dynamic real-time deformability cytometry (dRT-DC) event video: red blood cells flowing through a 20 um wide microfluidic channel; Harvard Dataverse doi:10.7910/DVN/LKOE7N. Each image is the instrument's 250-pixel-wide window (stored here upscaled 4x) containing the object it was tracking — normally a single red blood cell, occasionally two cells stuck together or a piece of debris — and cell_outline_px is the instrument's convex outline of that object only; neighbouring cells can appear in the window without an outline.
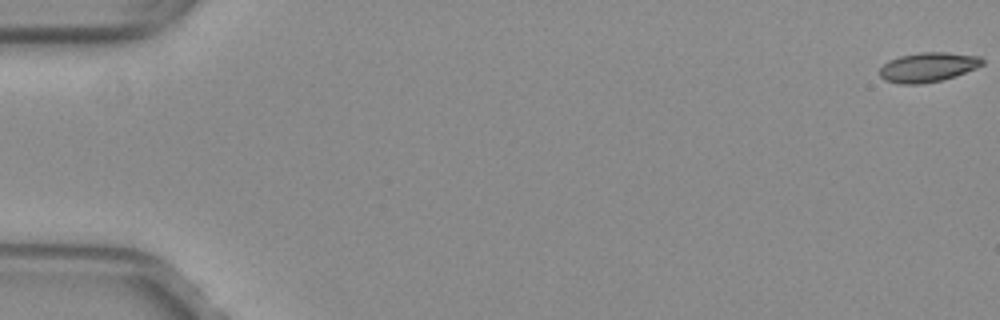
{"species": "common noctule bat (a hibernating species)", "species_latin": "Nyctalus noctula", "temperature_condition": "warm", "stored_images_in_passage": 53, "camera_frame_rate_fps": 3000, "um_per_image_px": 0.085, "animal": {"sex": "female", "body_mass_g": 29.2, "forearm_length_mm": 56.3}, "frame": {"image": 1, "passage_image": 1, "time_ms": 0.0, "image_size_px": [1000, 320], "cell_outline_px": [[984, 64], [976, 68], [956, 76], [940, 80], [920, 84], [900, 84], [884, 80], [880, 76], [880, 68], [888, 60], [900, 56], [920, 52], [944, 52], [980, 56], [984, 60]], "centroid_in_image_um": [78.88, 5.71], "position_along_channel_um": 6.1, "area_um2": 17.69}}
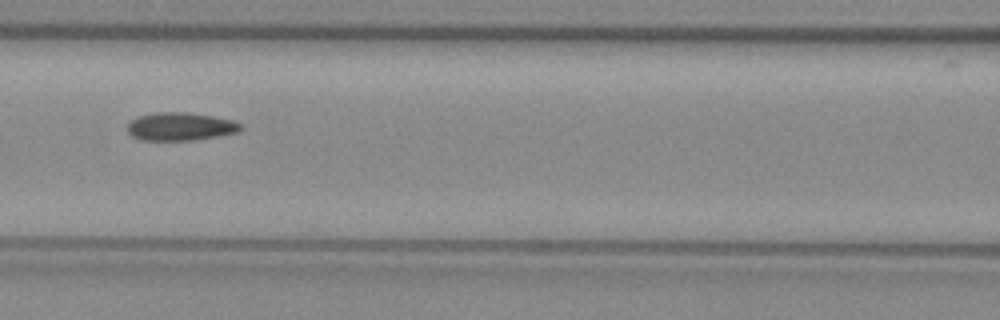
{"frame": {"image": 2, "passage_image": 25, "time_ms": 8.0, "image_size_px": [1000, 320], "cell_outline_px": [[244, 128], [236, 132], [220, 136], [192, 140], [140, 140], [132, 136], [128, 132], [128, 124], [132, 120], [140, 116], [156, 112], [188, 112], [212, 116], [232, 120], [244, 124]], "centroid_in_image_um": [15.37, 10.75], "position_along_channel_um": 151.2, "area_um2": 18.55}}
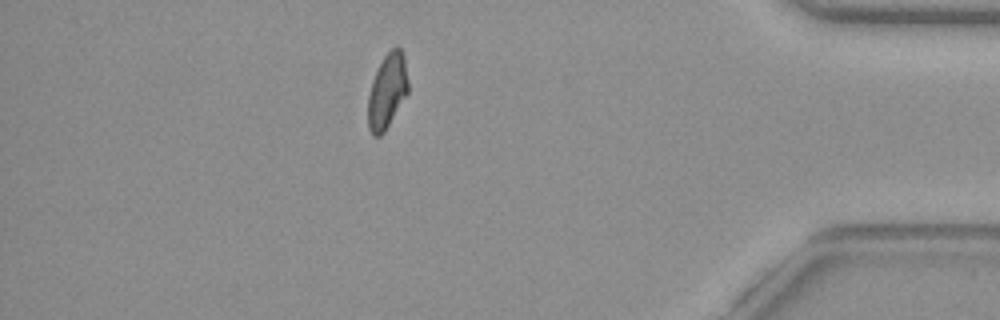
{"frame": {"image": 3, "passage_image": 47, "time_ms": 15.333, "image_size_px": [1000, 320], "cell_outline_px": [[408, 92], [384, 132], [380, 136], [372, 136], [368, 128], [368, 96], [372, 80], [384, 56], [392, 48], [400, 48], [404, 56], [408, 80]], "centroid_in_image_um": [32.9, 7.76], "position_along_channel_um": 402.3, "area_um2": 17.28}, "authors_computed_cell_mechanics": {"area_um2": 17.9758, "velocity_mm_per_s": 3.9955, "shape_relaxation_time_tau1_ms": null, "shape_relaxation_time_tau2_ms": 2.0377, "deformation_change_tau1": null, "deformation_change_tau2": 0.0762}}